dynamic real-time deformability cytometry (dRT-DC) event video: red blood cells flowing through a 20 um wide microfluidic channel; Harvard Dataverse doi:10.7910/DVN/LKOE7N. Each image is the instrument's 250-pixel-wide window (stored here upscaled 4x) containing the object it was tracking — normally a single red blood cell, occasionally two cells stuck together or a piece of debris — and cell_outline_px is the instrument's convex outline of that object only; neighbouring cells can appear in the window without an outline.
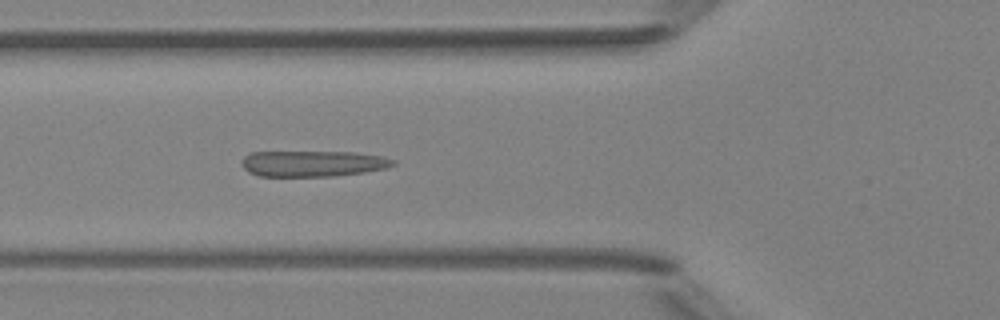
{"species": "Egyptian fruit bat (a non-hibernating species)", "species_latin": "Rousettus aegyptiacus", "temperature_condition": "room temperature", "stored_images_in_passage": 2, "camera_frame_rate_fps": 3000, "um_per_image_px": 0.085, "animal": {"sex": "female"}, "frame": {"image": 1, "passage_image": 2, "time_ms": 1.0, "image_size_px": [1000, 320], "cell_outline_px": [[396, 164], [388, 168], [364, 172], [332, 176], [260, 176], [248, 172], [240, 164], [244, 156], [252, 152], [356, 152], [380, 156], [396, 160]], "centroid_in_image_um": [26.6, 13.9], "position_along_channel_um": 99.2, "area_um2": 22.95}}